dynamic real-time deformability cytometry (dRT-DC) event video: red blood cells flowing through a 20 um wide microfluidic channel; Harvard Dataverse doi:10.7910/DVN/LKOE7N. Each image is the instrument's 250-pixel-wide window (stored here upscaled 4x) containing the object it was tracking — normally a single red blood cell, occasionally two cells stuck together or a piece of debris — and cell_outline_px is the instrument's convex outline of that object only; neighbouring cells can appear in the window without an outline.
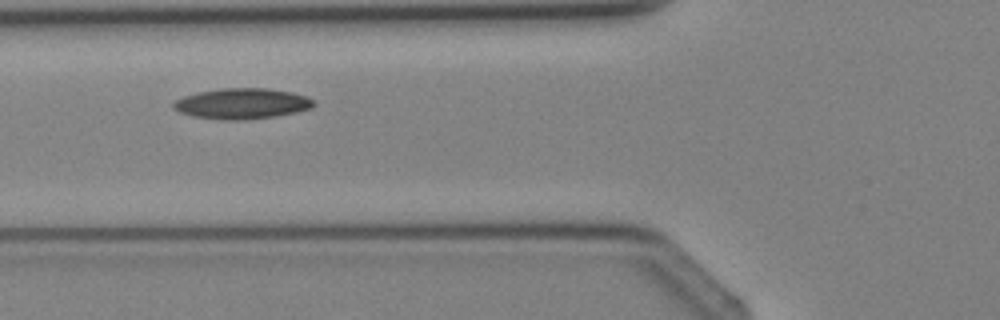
{"species": "Egyptian fruit bat (a non-hibernating species)", "species_latin": "Rousettus aegyptiacus", "temperature_condition": "cold", "stored_images_in_passage": 4, "camera_frame_rate_fps": 3000, "um_per_image_px": 0.085, "animal": {"sex": "female"}, "frame": {"image": 1, "passage_image": 3, "time_ms": 2.333, "image_size_px": [1000, 320], "cell_outline_px": [[312, 104], [308, 108], [296, 112], [276, 116], [244, 120], [224, 120], [192, 116], [180, 112], [172, 108], [172, 104], [176, 100], [184, 96], [200, 92], [220, 88], [268, 88], [292, 92], [308, 96], [312, 100]], "centroid_in_image_um": [20.54, 8.8], "position_along_channel_um": 105.3, "area_um2": 24.91}}
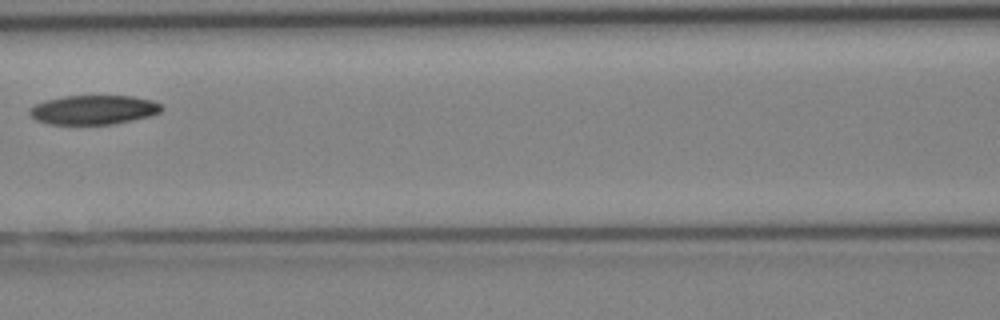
{"frame": {"image": 2, "passage_image": 4, "time_ms": 3.333, "image_size_px": [1000, 320], "cell_outline_px": [[164, 108], [160, 112], [152, 116], [112, 124], [48, 124], [36, 120], [28, 112], [28, 108], [36, 104], [48, 100], [64, 96], [132, 96], [152, 100], [160, 104]], "centroid_in_image_um": [7.97, 9.33], "position_along_channel_um": 158.6, "area_um2": 22.48}}